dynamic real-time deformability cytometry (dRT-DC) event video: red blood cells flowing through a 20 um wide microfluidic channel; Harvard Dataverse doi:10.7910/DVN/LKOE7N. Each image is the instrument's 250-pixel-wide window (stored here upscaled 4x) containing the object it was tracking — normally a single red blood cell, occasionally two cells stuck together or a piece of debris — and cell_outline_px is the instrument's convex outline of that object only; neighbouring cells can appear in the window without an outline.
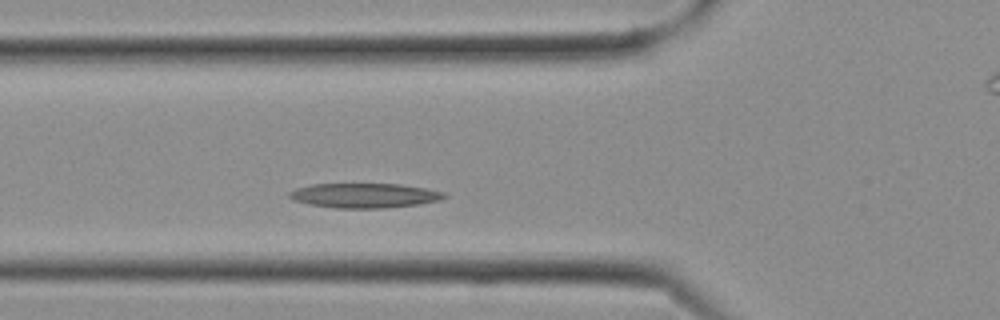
{"species": "Egyptian fruit bat (a non-hibernating species)", "species_latin": "Rousettus aegyptiacus", "temperature_condition": "cold", "stored_images_in_passage": 5, "camera_frame_rate_fps": 3000, "um_per_image_px": 0.085, "frame": {"image": 1, "passage_image": 5, "time_ms": 1.333, "image_size_px": [1000, 320], "cell_outline_px": [[448, 196], [440, 200], [416, 204], [384, 208], [336, 208], [308, 204], [292, 200], [288, 196], [288, 192], [296, 188], [312, 184], [400, 184], [424, 188], [444, 192]], "centroid_in_image_um": [30.94, 16.62], "position_along_channel_um": 94.9, "area_um2": 22.2}}